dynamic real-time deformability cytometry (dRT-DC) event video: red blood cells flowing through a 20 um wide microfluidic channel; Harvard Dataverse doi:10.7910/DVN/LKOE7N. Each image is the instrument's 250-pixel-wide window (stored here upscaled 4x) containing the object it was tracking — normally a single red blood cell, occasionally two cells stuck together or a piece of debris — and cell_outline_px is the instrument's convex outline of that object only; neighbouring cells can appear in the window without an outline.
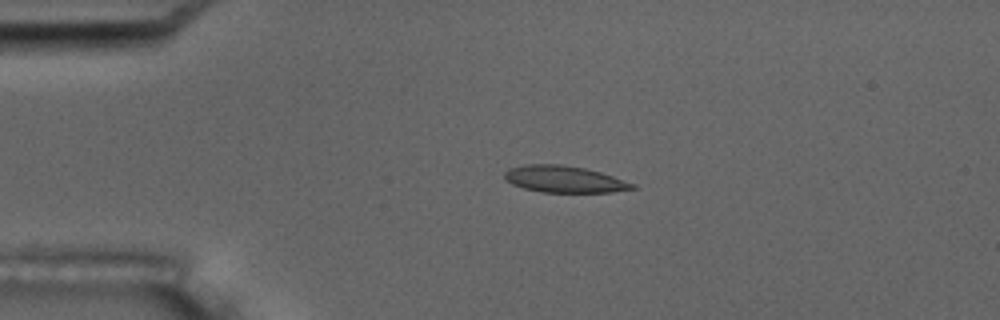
{"species": "common noctule bat (a hibernating species)", "species_latin": "Nyctalus noctula", "temperature_condition": "room temperature", "stored_images_in_passage": 4, "camera_frame_rate_fps": 3000, "um_per_image_px": 0.085, "animal": {"sex": "male", "body_mass_g": 17.5, "forearm_length_mm": 52.3}, "frame": {"image": 1, "passage_image": 3, "time_ms": 2.333, "image_size_px": [1000, 320], "cell_outline_px": [[636, 188], [612, 192], [544, 192], [524, 188], [512, 184], [504, 180], [504, 172], [508, 168], [524, 164], [560, 164], [584, 168], [600, 172], [636, 184]], "centroid_in_image_um": [47.92, 15.22], "position_along_channel_um": 37.1, "area_um2": 19.88}}